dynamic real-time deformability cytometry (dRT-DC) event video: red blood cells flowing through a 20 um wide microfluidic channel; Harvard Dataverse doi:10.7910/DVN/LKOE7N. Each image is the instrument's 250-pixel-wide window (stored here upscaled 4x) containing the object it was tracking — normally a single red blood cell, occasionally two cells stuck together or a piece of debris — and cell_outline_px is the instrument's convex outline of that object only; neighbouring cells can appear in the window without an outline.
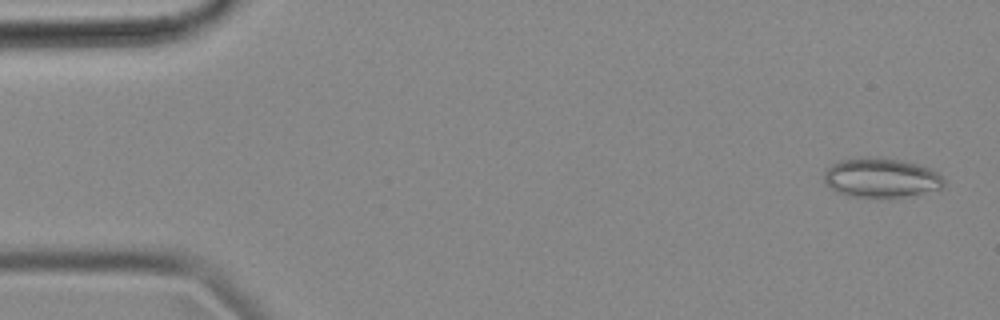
{"species": "common noctule bat (a hibernating species)", "species_latin": "Nyctalus noctula", "temperature_condition": "cold", "stored_images_in_passage": 54, "camera_frame_rate_fps": 3000, "um_per_image_px": 0.085, "animal": {"sex": "female", "body_mass_g": 18.4}, "frame": {"image": 1, "passage_image": 2, "time_ms": 0.333, "image_size_px": [1000, 320], "cell_outline_px": [[944, 184], [940, 188], [904, 196], [848, 196], [836, 192], [824, 180], [824, 172], [832, 164], [840, 160], [876, 156], [900, 160], [916, 164], [928, 168], [936, 172], [944, 180]], "centroid_in_image_um": [74.85, 15.09], "position_along_channel_um": 10.2, "area_um2": 26.88}}
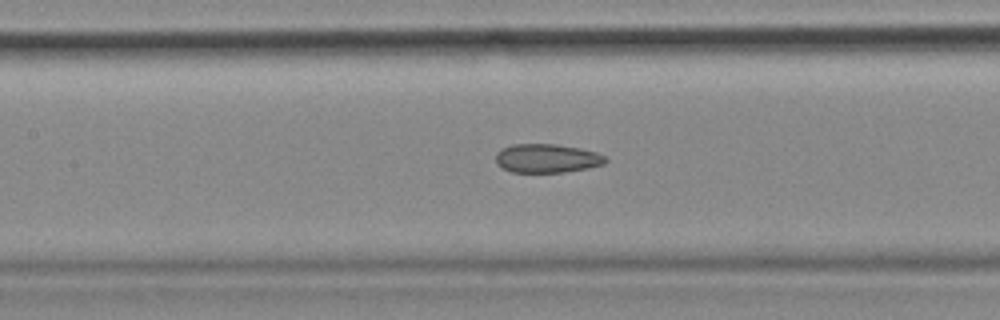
{"frame": {"image": 2, "passage_image": 24, "time_ms": 7.667, "image_size_px": [1000, 320], "cell_outline_px": [[608, 160], [604, 164], [588, 168], [564, 172], [512, 172], [496, 164], [496, 152], [500, 148], [512, 144], [556, 144], [580, 148], [596, 152], [604, 156]], "centroid_in_image_um": [46.47, 13.45], "position_along_channel_um": 160.9, "area_um2": 18.5}}
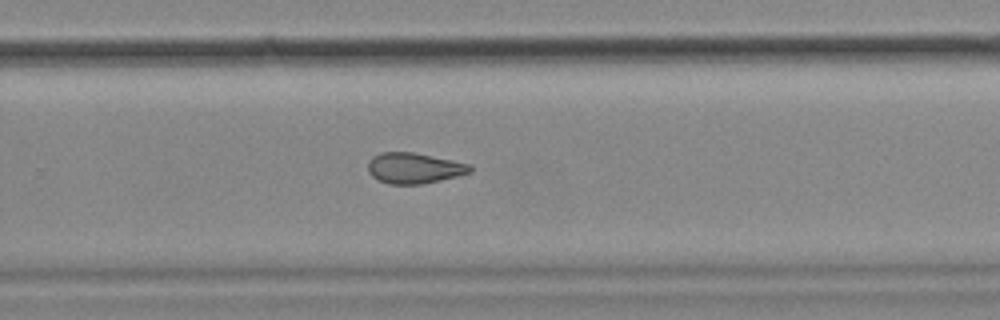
{"frame": {"image": 3, "passage_image": 35, "time_ms": 11.333, "image_size_px": [1000, 320], "cell_outline_px": [[472, 172], [440, 180], [420, 184], [388, 184], [372, 176], [368, 172], [368, 160], [372, 156], [380, 152], [412, 152], [472, 164]], "centroid_in_image_um": [35.19, 14.28], "position_along_channel_um": 294.6, "area_um2": 18.26}, "authors_computed_cell_mechanics": {"area_um2": 19.363, "velocity_mm_per_s": 3.6684, "shape_relaxation_time_tau1_ms": null, "shape_relaxation_time_tau2_ms": 3.6569, "deformation_change_tau1": null, "deformation_change_tau2": 0.1033}}